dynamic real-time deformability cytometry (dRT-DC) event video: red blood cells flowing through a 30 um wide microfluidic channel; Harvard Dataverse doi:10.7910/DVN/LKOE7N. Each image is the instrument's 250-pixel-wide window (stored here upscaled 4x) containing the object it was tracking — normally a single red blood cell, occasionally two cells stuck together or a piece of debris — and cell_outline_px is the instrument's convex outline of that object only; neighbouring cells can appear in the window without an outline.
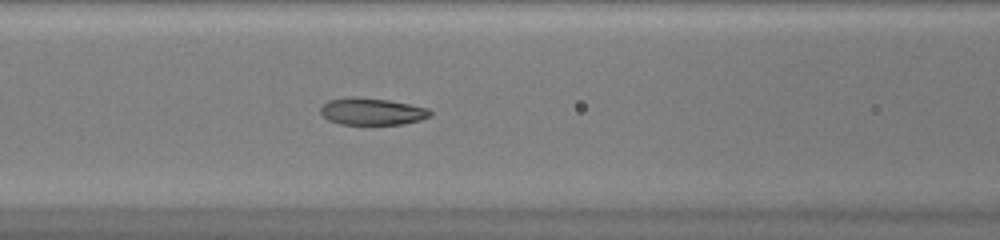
{"species": "common noctule bat (a hibernating species)", "species_latin": "Nyctalus noctula", "temperature_condition": "warm", "stored_images_in_passage": 35, "camera_frame_rate_fps": 3000, "um_per_image_px": 0.085, "animal": {"sex": "female", "body_mass_g": 20.0, "forearm_length_mm": 54.0}, "frame": {"image": 1, "passage_image": 7, "time_ms": 2.0, "image_size_px": [1000, 240], "cell_outline_px": [[432, 116], [420, 120], [404, 124], [340, 124], [328, 120], [320, 112], [320, 108], [328, 100], [356, 96], [388, 100], [428, 108], [432, 112]], "centroid_in_image_um": [31.63, 9.48], "position_along_channel_um": 135.0, "area_um2": 17.22}}
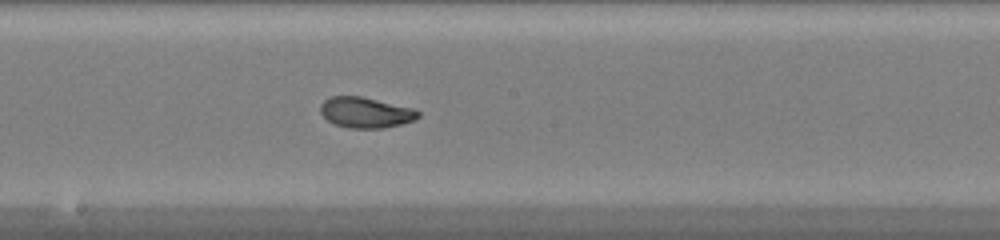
{"frame": {"image": 2, "passage_image": 13, "time_ms": 4.0, "image_size_px": [1000, 240], "cell_outline_px": [[420, 116], [416, 120], [384, 128], [348, 128], [336, 124], [328, 120], [320, 112], [320, 104], [324, 100], [332, 96], [360, 96], [412, 108], [420, 112]], "centroid_in_image_um": [31.08, 9.56], "position_along_channel_um": 217.1, "area_um2": 17.34}}
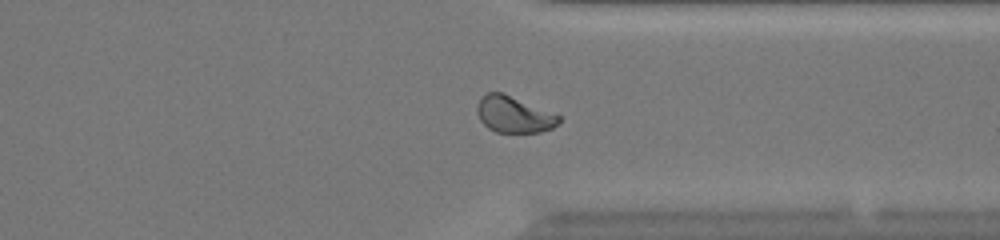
{"frame": {"image": 3, "passage_image": 24, "time_ms": 7.667, "image_size_px": [1000, 240], "cell_outline_px": [[560, 120], [552, 128], [540, 132], [496, 132], [488, 128], [480, 120], [476, 112], [476, 104], [488, 92], [504, 92], [560, 116]], "centroid_in_image_um": [43.64, 9.72], "position_along_channel_um": 367.8, "area_um2": 17.22}, "authors_computed_cell_mechanics": {"area_um2": 17.5712, "velocity_mm_per_s": 4.1143, "shape_relaxation_time_tau1_ms": 3.6128, "shape_relaxation_time_tau2_ms": 1.0095, "deformation_change_tau1": 0.1785, "deformation_change_tau2": 0.0593}}